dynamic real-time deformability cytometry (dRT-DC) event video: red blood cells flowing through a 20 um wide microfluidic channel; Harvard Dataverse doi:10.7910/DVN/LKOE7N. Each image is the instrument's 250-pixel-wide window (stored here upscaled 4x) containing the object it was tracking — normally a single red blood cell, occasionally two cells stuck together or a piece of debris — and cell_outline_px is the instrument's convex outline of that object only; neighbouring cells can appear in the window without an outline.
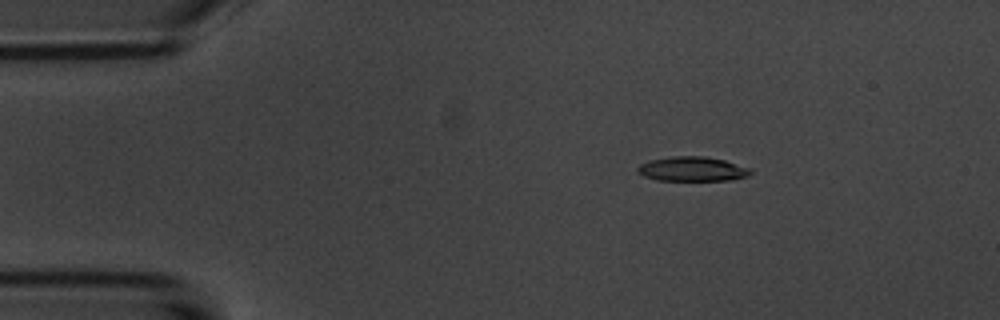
{"species": "common noctule bat (a hibernating species)", "species_latin": "Nyctalus noctula", "temperature_condition": "room temperature", "stored_images_in_passage": 54, "camera_frame_rate_fps": 3000, "um_per_image_px": 0.085, "animal": {"sex": "male", "body_mass_g": 20.1, "forearm_length_mm": 53.5}, "frame": {"image": 1, "passage_image": 9, "time_ms": 2.667, "image_size_px": [1000, 320], "cell_outline_px": [[752, 172], [748, 176], [732, 180], [656, 180], [644, 176], [636, 172], [636, 168], [640, 164], [648, 160], [672, 156], [704, 156], [724, 160], [752, 168]], "centroid_in_image_um": [58.84, 14.36], "position_along_channel_um": 26.2, "area_um2": 16.3}}
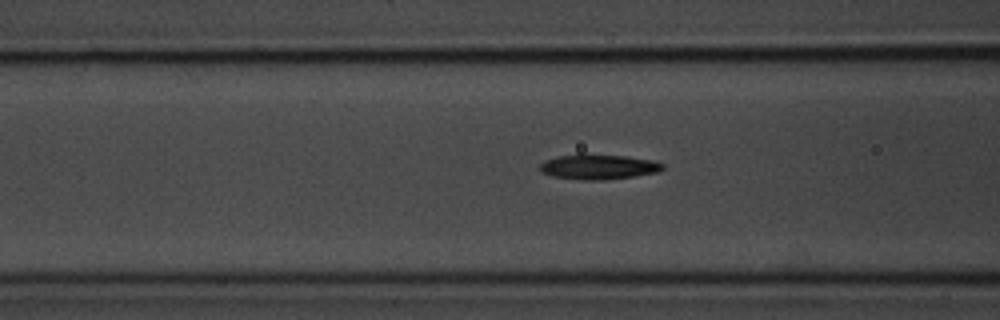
{"frame": {"image": 2, "passage_image": 21, "time_ms": 6.667, "image_size_px": [1000, 320], "cell_outline_px": [[664, 168], [660, 172], [604, 180], [580, 180], [552, 176], [540, 172], [540, 164], [556, 156], [580, 152], [584, 152], [628, 156], [652, 160], [664, 164]], "centroid_in_image_um": [50.86, 14.15], "position_along_channel_um": 115.7, "area_um2": 18.44}}
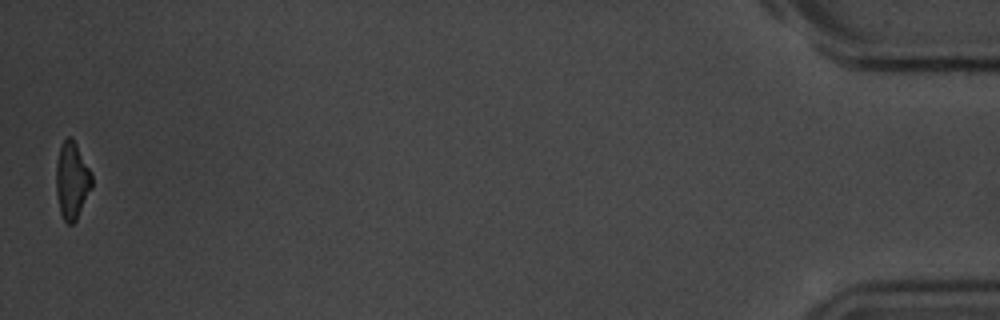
{"frame": {"image": 3, "passage_image": 54, "time_ms": 17.667, "image_size_px": [1000, 320], "cell_outline_px": [[92, 188], [76, 220], [72, 224], [68, 224], [64, 220], [60, 212], [56, 192], [56, 164], [60, 148], [64, 140], [68, 136], [72, 136], [92, 172]], "centroid_in_image_um": [6.13, 15.33], "position_along_channel_um": 429.1, "area_um2": 16.13}, "authors_computed_cell_mechanics": {"area_um2": 16.8776, "velocity_mm_per_s": 3.7122, "shape_relaxation_time_tau1_ms": 3.3084, "shape_relaxation_time_tau2_ms": 3.5875, "deformation_change_tau1": 0.1732, "deformation_change_tau2": 0.1289}}